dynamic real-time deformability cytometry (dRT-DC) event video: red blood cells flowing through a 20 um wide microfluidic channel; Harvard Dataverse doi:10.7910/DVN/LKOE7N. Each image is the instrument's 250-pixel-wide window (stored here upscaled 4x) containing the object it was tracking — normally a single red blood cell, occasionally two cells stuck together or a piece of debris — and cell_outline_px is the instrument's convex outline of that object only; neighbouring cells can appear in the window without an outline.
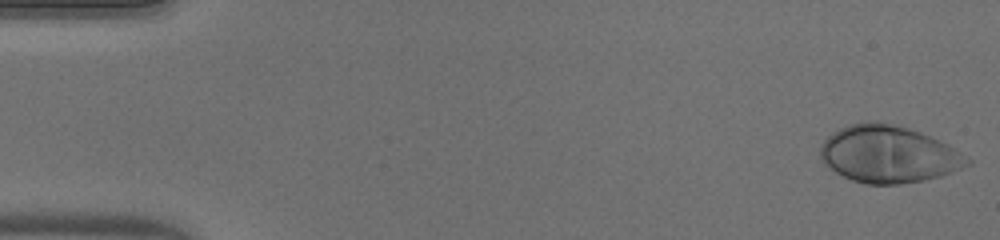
{"species": "human", "species_latin": "Homo sapiens", "temperature_condition": "warm", "stored_images_in_passage": 50, "camera_frame_rate_fps": 3000, "um_per_image_px": 0.085, "donor": {"sex": "male"}, "frame": {"image": 1, "passage_image": 1, "time_ms": 0.0, "image_size_px": [1000, 240], "cell_outline_px": [[972, 164], [952, 172], [940, 176], [924, 180], [900, 184], [868, 184], [852, 180], [828, 168], [824, 164], [820, 156], [820, 144], [832, 132], [848, 124], [868, 120], [876, 120], [908, 128], [920, 132], [948, 144], [972, 160]], "centroid_in_image_um": [75.5, 13.1], "position_along_channel_um": 9.5, "area_um2": 49.13}}
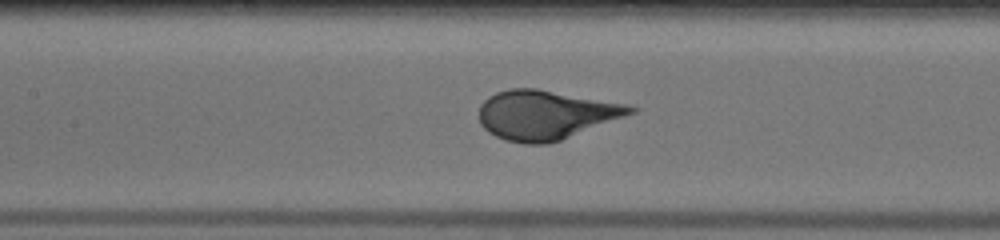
{"frame": {"image": 2, "passage_image": 23, "time_ms": 7.333, "image_size_px": [1000, 240], "cell_outline_px": [[640, 108], [636, 112], [560, 140], [548, 144], [524, 144], [504, 140], [488, 132], [480, 124], [480, 104], [488, 96], [496, 92], [508, 88], [536, 88], [624, 104]], "centroid_in_image_um": [46.33, 9.76], "position_along_channel_um": 161.1, "area_um2": 43.18}}
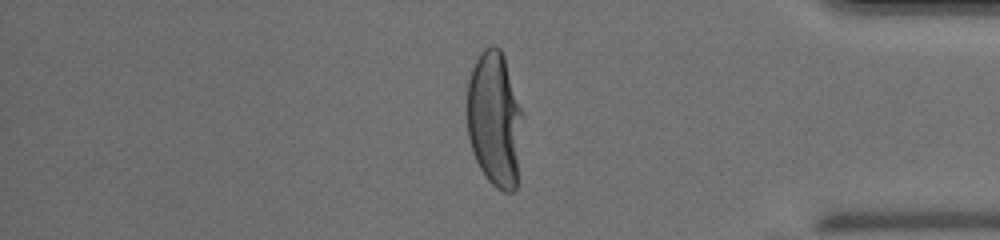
{"frame": {"image": 3, "passage_image": 42, "time_ms": 13.667, "image_size_px": [1000, 240], "cell_outline_px": [[524, 116], [516, 188], [512, 192], [504, 192], [496, 188], [488, 180], [480, 168], [472, 152], [468, 136], [468, 80], [472, 68], [480, 52], [484, 48], [492, 44], [496, 44], [500, 48], [504, 56], [524, 112]], "centroid_in_image_um": [42.07, 10.12], "position_along_channel_um": 393.1, "area_um2": 44.51}}